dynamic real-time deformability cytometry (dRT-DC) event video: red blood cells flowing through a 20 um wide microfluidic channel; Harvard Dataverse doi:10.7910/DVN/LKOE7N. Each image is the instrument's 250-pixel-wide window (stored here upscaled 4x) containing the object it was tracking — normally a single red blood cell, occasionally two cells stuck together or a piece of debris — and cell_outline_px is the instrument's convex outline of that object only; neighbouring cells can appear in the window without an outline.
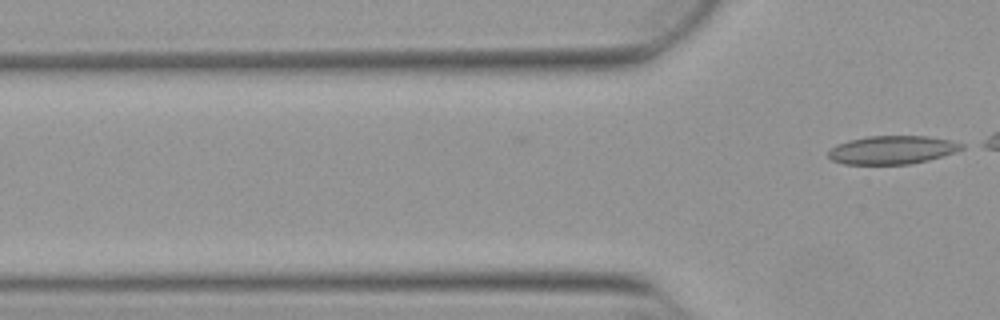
{"species": "Egyptian fruit bat (a non-hibernating species)", "species_latin": "Rousettus aegyptiacus", "temperature_condition": "warm", "stored_images_in_passage": 11, "camera_frame_rate_fps": 3000, "um_per_image_px": 0.085, "animal": {"sex": "female"}, "frame": {"image": 1, "passage_image": 11, "time_ms": 3.333, "image_size_px": [1000, 320], "cell_outline_px": [[964, 148], [928, 160], [912, 164], [844, 164], [832, 160], [828, 156], [828, 152], [836, 144], [868, 136], [928, 136], [952, 140], [964, 144]], "centroid_in_image_um": [75.84, 12.74], "position_along_channel_um": 50.0, "area_um2": 21.85}}